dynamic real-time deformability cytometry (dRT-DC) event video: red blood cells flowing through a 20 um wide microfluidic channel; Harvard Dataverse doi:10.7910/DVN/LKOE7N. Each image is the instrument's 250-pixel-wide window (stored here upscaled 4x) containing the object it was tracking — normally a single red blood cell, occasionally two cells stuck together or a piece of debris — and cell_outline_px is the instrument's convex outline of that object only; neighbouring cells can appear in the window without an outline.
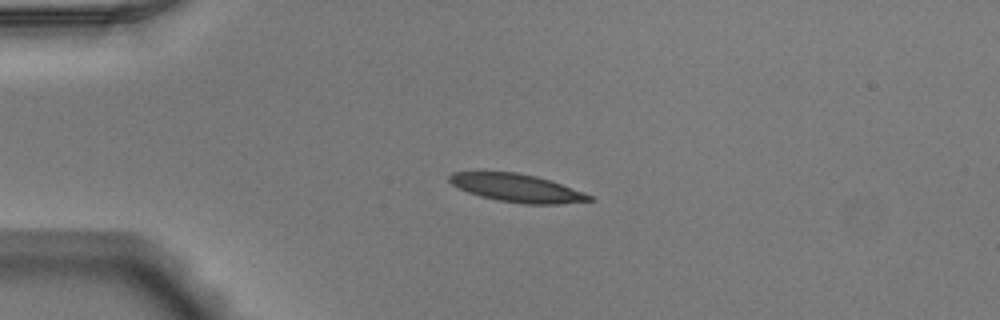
{"species": "Egyptian fruit bat (a non-hibernating species)", "species_latin": "Rousettus aegyptiacus", "temperature_condition": "warm", "stored_images_in_passage": 51, "camera_frame_rate_fps": 3000, "um_per_image_px": 0.085, "animal": {"sex": "male"}, "frame": {"image": 1, "passage_image": 12, "time_ms": 3.667, "image_size_px": [1000, 320], "cell_outline_px": [[596, 200], [556, 204], [524, 204], [496, 200], [480, 196], [468, 192], [452, 184], [448, 180], [448, 176], [452, 172], [516, 172], [536, 176], [560, 184], [592, 196]], "centroid_in_image_um": [43.9, 15.98], "position_along_channel_um": 41.1, "area_um2": 22.54}}
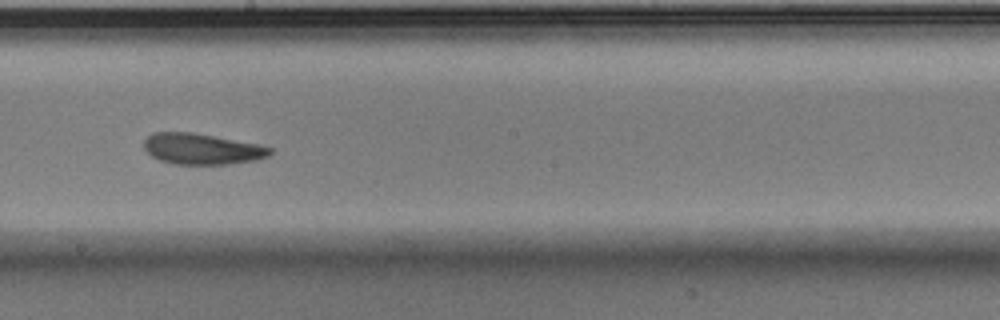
{"frame": {"image": 2, "passage_image": 29, "time_ms": 9.333, "image_size_px": [1000, 320], "cell_outline_px": [[272, 152], [268, 156], [256, 160], [228, 164], [172, 164], [160, 160], [152, 156], [144, 148], [144, 140], [152, 132], [192, 132], [260, 144], [272, 148]], "centroid_in_image_um": [17.17, 12.65], "position_along_channel_um": 231.0, "area_um2": 22.77}}
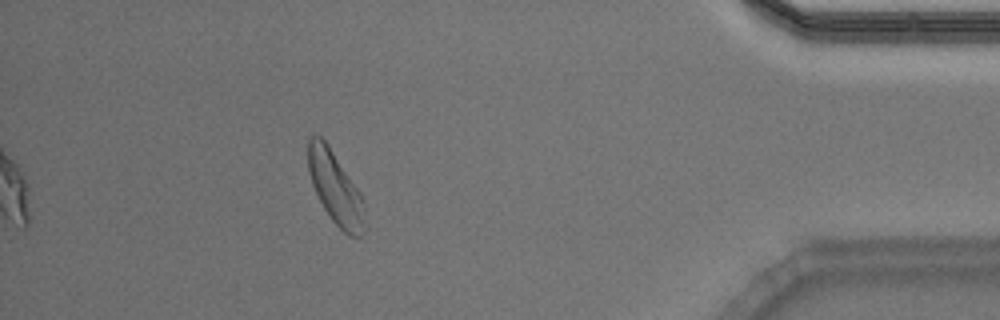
{"frame": {"image": 3, "passage_image": 46, "time_ms": 15.0, "image_size_px": [1000, 320], "cell_outline_px": [[364, 228], [360, 236], [348, 236], [332, 220], [324, 208], [312, 184], [308, 172], [308, 140], [312, 136], [320, 136], [328, 144], [356, 188], [364, 204]], "centroid_in_image_um": [28.48, 15.98], "position_along_channel_um": 406.7, "area_um2": 23.18}, "authors_computed_cell_mechanics": {"area_um2": 23.0044, "velocity_mm_per_s": 3.893, "shape_relaxation_time_tau1_ms": 4.0011, "shape_relaxation_time_tau2_ms": 3.0178, "deformation_change_tau1": 0.1677, "deformation_change_tau2": 0.1006}}